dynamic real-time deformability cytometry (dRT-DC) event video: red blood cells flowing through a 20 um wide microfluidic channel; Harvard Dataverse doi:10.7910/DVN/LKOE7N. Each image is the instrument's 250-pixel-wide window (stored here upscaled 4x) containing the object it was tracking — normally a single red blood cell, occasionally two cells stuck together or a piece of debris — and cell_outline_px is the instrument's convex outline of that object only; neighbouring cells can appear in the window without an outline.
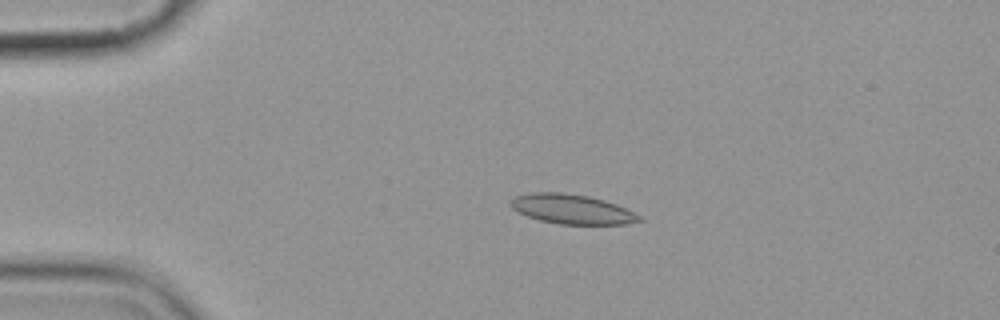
{"species": "common noctule bat (a hibernating species)", "species_latin": "Nyctalus noctula", "temperature_condition": "cold", "stored_images_in_passage": 5, "camera_frame_rate_fps": 3000, "um_per_image_px": 0.085, "animal": {"sex": "female", "body_mass_g": 19.9}, "frame": {"image": 1, "passage_image": 3, "time_ms": 2.333, "image_size_px": [1000, 320], "cell_outline_px": [[644, 220], [624, 224], [560, 224], [540, 220], [528, 216], [512, 208], [508, 204], [516, 196], [528, 192], [560, 192], [588, 196], [604, 200], [616, 204], [640, 216]], "centroid_in_image_um": [48.59, 17.77], "position_along_channel_um": 36.4, "area_um2": 21.96}}
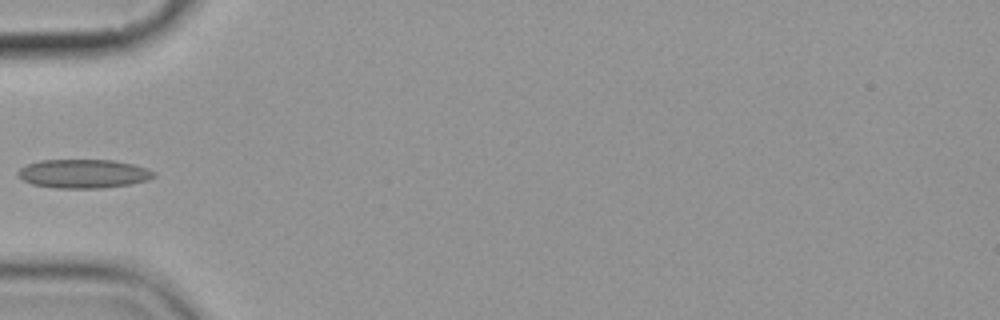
{"frame": {"image": 2, "passage_image": 5, "time_ms": 4.667, "image_size_px": [1000, 320], "cell_outline_px": [[156, 176], [148, 180], [132, 184], [100, 188], [56, 188], [32, 184], [24, 180], [16, 172], [20, 168], [28, 164], [40, 160], [112, 160], [132, 164], [148, 168], [156, 172]], "centroid_in_image_um": [7.13, 14.76], "position_along_channel_um": 77.9, "area_um2": 22.83}}